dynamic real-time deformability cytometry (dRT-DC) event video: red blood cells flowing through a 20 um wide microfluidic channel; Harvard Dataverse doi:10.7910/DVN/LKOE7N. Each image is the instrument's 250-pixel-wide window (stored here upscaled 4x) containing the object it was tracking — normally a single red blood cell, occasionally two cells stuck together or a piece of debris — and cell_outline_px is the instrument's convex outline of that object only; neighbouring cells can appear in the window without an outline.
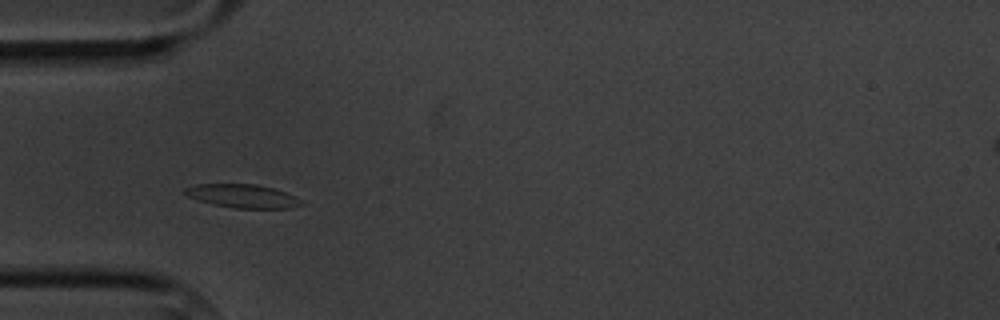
{"species": "common noctule bat (a hibernating species)", "species_latin": "Nyctalus noctula", "temperature_condition": "cold", "stored_images_in_passage": 4, "camera_frame_rate_fps": 3000, "um_per_image_px": 0.085, "animal": {"sex": "male", "body_mass_g": 20.1, "forearm_length_mm": 53.5}, "frame": {"image": 1, "passage_image": 3, "time_ms": 2.333, "image_size_px": [1000, 320], "cell_outline_px": [[304, 204], [288, 208], [232, 208], [212, 204], [188, 196], [184, 192], [184, 188], [196, 184], [256, 184], [272, 188], [284, 192], [300, 200]], "centroid_in_image_um": [20.58, 16.66], "position_along_channel_um": 64.4, "area_um2": 15.66}}
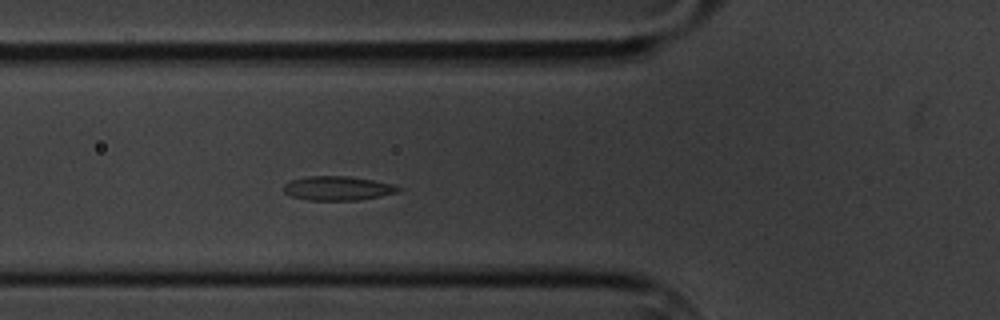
{"frame": {"image": 2, "passage_image": 4, "time_ms": 3.333, "image_size_px": [1000, 320], "cell_outline_px": [[400, 192], [360, 200], [308, 200], [292, 196], [284, 192], [284, 184], [292, 180], [308, 176], [348, 176], [372, 180], [392, 184], [400, 188]], "centroid_in_image_um": [28.71, 16.0], "position_along_channel_um": 97.1, "area_um2": 16.01}}